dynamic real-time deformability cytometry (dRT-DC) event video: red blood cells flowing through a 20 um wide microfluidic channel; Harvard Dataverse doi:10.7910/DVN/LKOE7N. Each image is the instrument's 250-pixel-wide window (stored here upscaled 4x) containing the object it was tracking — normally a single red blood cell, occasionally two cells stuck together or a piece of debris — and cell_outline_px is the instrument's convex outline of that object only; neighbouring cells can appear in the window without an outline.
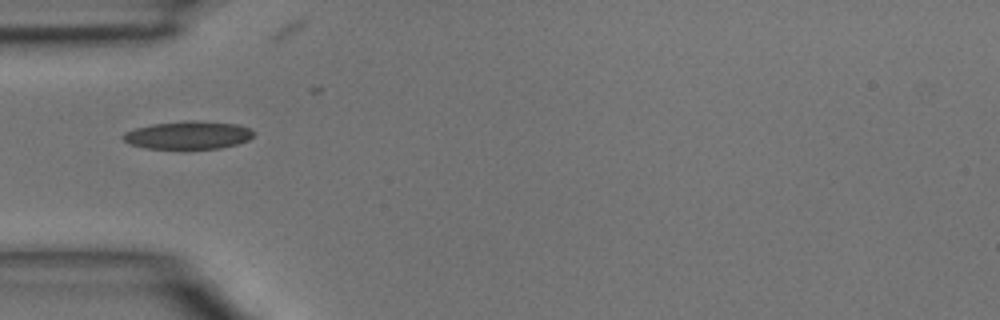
{"species": "common noctule bat (a hibernating species)", "species_latin": "Nyctalus noctula", "temperature_condition": "room temperature", "stored_images_in_passage": 8, "camera_frame_rate_fps": 3000, "um_per_image_px": 0.085, "animal": {"sex": "male", "body_mass_g": 15.6}, "frame": {"image": 1, "passage_image": 1, "time_ms": 0.0, "image_size_px": [1000, 320], "cell_outline_px": [[256, 132], [248, 140], [236, 144], [220, 148], [184, 152], [144, 148], [128, 144], [120, 136], [124, 132], [136, 128], [152, 124], [184, 120], [192, 120], [240, 124]], "centroid_in_image_um": [15.95, 11.53], "position_along_channel_um": 69.0, "area_um2": 22.43}}
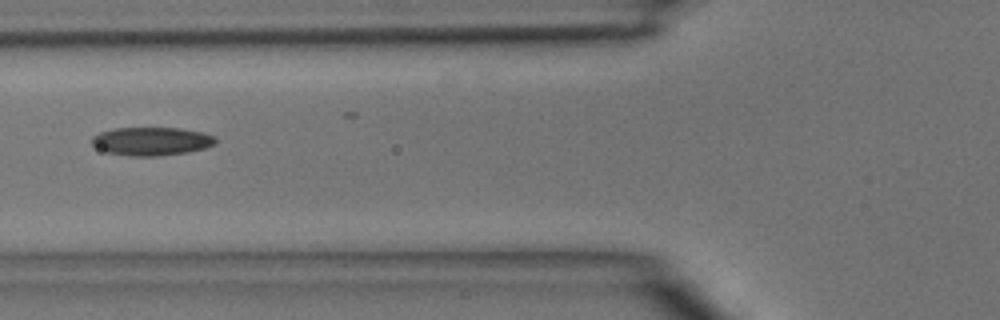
{"frame": {"image": 2, "passage_image": 4, "time_ms": 1.0, "image_size_px": [1000, 320], "cell_outline_px": [[216, 144], [204, 148], [188, 152], [160, 156], [132, 156], [108, 152], [92, 144], [92, 136], [100, 132], [116, 128], [180, 128], [204, 132], [212, 136], [216, 140]], "centroid_in_image_um": [12.91, 12.0], "position_along_channel_um": 112.9, "area_um2": 20.29}}